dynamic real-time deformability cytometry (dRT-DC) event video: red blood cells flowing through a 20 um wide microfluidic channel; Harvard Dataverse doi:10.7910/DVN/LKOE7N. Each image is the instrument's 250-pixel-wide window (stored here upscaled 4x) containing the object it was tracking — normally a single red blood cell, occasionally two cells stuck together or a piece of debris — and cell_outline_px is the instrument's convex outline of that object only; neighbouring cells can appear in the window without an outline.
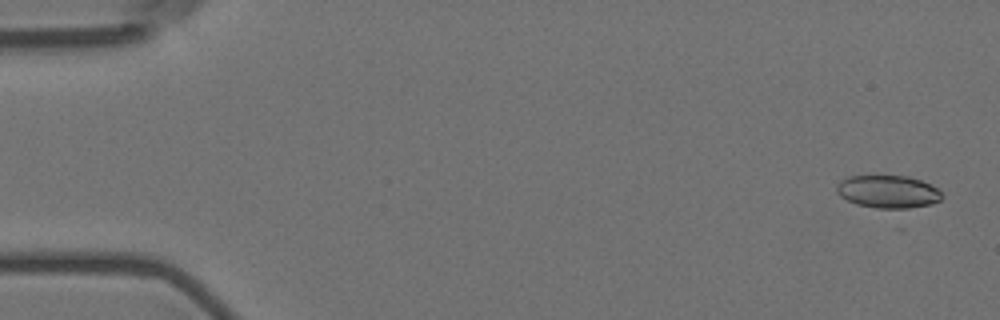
{"species": "Egyptian fruit bat (a non-hibernating species)", "species_latin": "Rousettus aegyptiacus", "temperature_condition": "room temperature", "stored_images_in_passage": 5, "camera_frame_rate_fps": 3000, "um_per_image_px": 0.085, "animal": {"sex": "female"}, "frame": {"image": 1, "passage_image": 1, "time_ms": 0.0, "image_size_px": [1000, 320], "cell_outline_px": [[944, 196], [940, 200], [932, 204], [900, 212], [896, 212], [856, 204], [840, 196], [836, 192], [836, 184], [840, 180], [848, 176], [908, 176], [920, 180], [936, 188]], "centroid_in_image_um": [75.49, 16.34], "position_along_channel_um": 9.5, "area_um2": 20.81}}
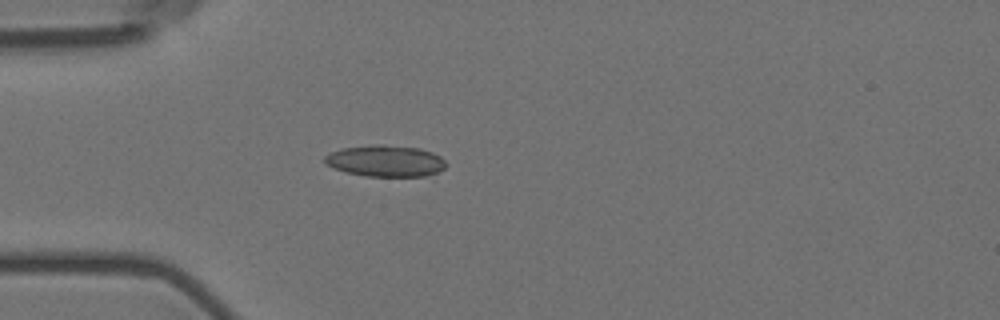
{"frame": {"image": 2, "passage_image": 5, "time_ms": 1.333, "image_size_px": [1000, 320], "cell_outline_px": [[444, 168], [436, 172], [424, 176], [368, 176], [344, 172], [332, 168], [324, 164], [324, 156], [332, 152], [344, 148], [376, 144], [380, 144], [420, 148], [432, 152], [440, 156], [444, 160]], "centroid_in_image_um": [32.72, 13.68], "position_along_channel_um": 52.3, "area_um2": 22.14}}